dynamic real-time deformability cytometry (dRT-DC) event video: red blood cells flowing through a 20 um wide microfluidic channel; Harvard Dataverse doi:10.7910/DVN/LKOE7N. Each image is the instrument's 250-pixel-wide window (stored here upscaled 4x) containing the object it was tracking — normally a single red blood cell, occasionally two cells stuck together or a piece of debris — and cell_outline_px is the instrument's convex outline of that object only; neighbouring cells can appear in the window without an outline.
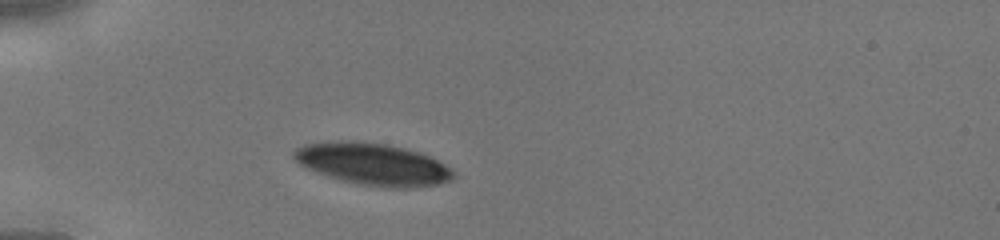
{"species": "human", "species_latin": "Homo sapiens", "temperature_condition": "cold", "stored_images_in_passage": 32, "camera_frame_rate_fps": 3000, "um_per_image_px": 0.085, "donor": {"sex": "male"}, "frame": {"image": 1, "passage_image": 1, "time_ms": 0.0, "image_size_px": [1000, 240], "cell_outline_px": [[456, 176], [452, 180], [436, 184], [404, 188], [396, 188], [360, 184], [340, 180], [316, 172], [300, 164], [292, 156], [292, 152], [296, 148], [304, 144], [340, 140], [356, 140], [388, 144], [420, 152], [452, 168]], "centroid_in_image_um": [31.69, 13.93], "position_along_channel_um": 53.3, "area_um2": 39.02}}
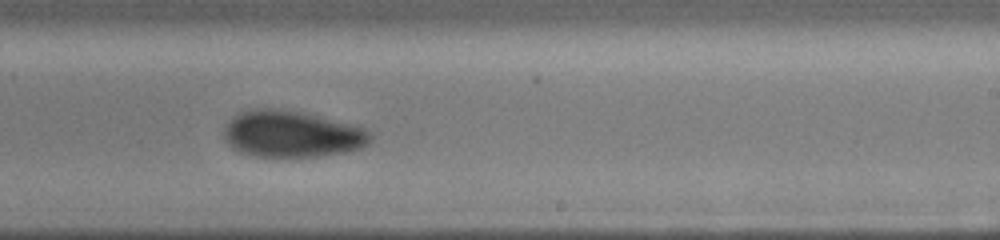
{"frame": {"image": 2, "passage_image": 16, "time_ms": 5.0, "image_size_px": [1000, 240], "cell_outline_px": [[372, 140], [368, 144], [360, 148], [344, 152], [320, 156], [252, 156], [240, 152], [232, 148], [224, 140], [224, 128], [232, 116], [240, 112], [252, 108], [276, 108], [304, 112], [364, 128], [372, 132]], "centroid_in_image_um": [24.77, 11.38], "position_along_channel_um": 264.2, "area_um2": 39.88}}
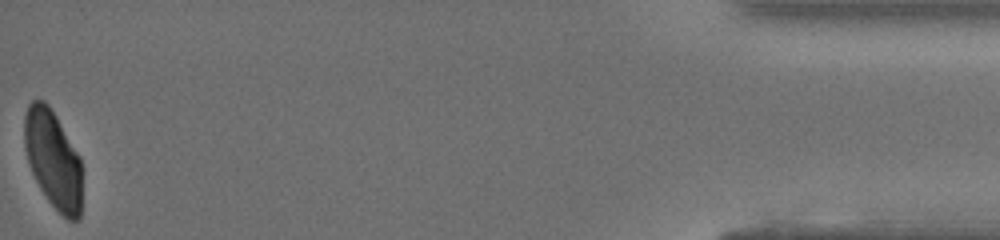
{"frame": {"image": 3, "passage_image": 32, "time_ms": 10.333, "image_size_px": [1000, 240], "cell_outline_px": [[80, 220], [68, 220], [48, 200], [40, 188], [28, 164], [24, 148], [24, 116], [28, 104], [32, 100], [44, 100], [48, 104], [56, 116], [80, 156]], "centroid_in_image_um": [4.48, 13.5], "position_along_channel_um": 430.7, "area_um2": 32.71}}